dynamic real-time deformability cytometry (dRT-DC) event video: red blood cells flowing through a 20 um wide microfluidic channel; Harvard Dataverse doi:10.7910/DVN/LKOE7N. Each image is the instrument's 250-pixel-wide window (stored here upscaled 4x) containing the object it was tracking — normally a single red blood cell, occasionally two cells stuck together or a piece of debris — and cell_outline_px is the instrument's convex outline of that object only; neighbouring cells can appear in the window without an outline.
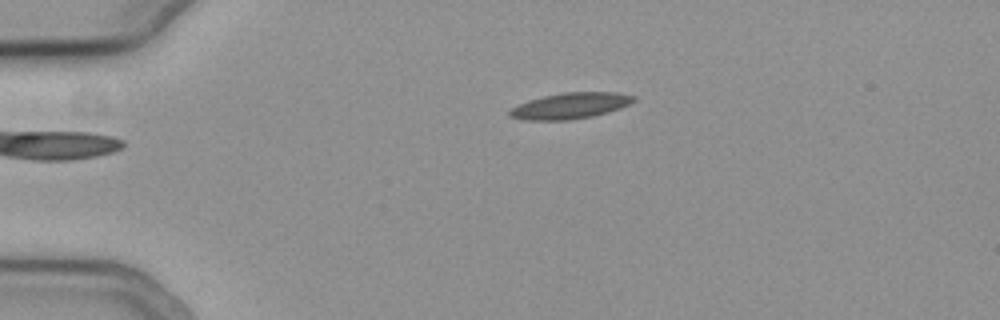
{"species": "common noctule bat (a hibernating species)", "species_latin": "Nyctalus noctula", "temperature_condition": "cold", "stored_images_in_passage": 5, "camera_frame_rate_fps": 3000, "um_per_image_px": 0.085, "animal": {"sex": "female", "body_mass_g": 19.3, "forearm_length_mm": 54.1}, "frame": {"image": 1, "passage_image": 1, "time_ms": 0.0, "image_size_px": [1000, 320], "cell_outline_px": [[636, 100], [620, 108], [608, 112], [592, 116], [568, 120], [524, 120], [508, 116], [508, 112], [512, 108], [528, 100], [544, 96], [564, 92], [616, 92], [636, 96]], "centroid_in_image_um": [48.48, 8.99], "position_along_channel_um": 36.5, "area_um2": 18.73}}